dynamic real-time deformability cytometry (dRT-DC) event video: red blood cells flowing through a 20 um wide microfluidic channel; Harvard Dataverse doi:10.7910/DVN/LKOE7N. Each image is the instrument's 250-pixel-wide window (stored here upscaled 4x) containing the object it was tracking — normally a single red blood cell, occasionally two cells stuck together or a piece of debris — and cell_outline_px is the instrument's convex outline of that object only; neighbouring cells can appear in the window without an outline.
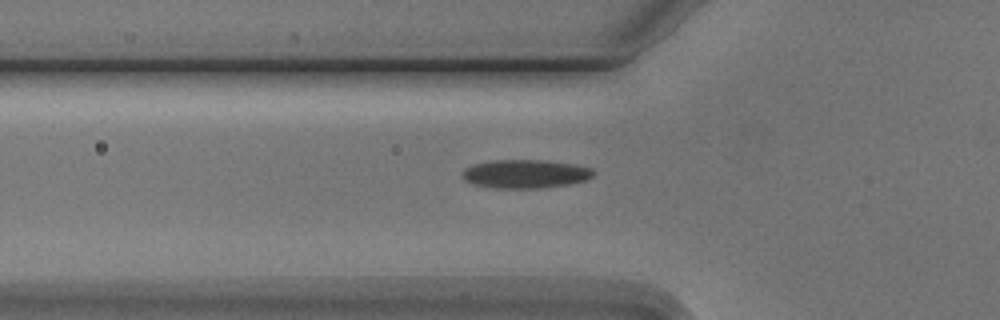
{"species": "Egyptian fruit bat (a non-hibernating species)", "species_latin": "Rousettus aegyptiacus", "temperature_condition": "cold", "stored_images_in_passage": 3, "camera_frame_rate_fps": 3000, "um_per_image_px": 0.085, "animal": {"sex": "male"}, "frame": {"image": 1, "passage_image": 3, "time_ms": 2.333, "image_size_px": [1000, 320], "cell_outline_px": [[596, 172], [592, 176], [584, 180], [568, 184], [540, 188], [496, 188], [476, 184], [464, 180], [460, 176], [464, 168], [472, 164], [492, 160], [548, 160], [576, 164], [592, 168]], "centroid_in_image_um": [44.64, 14.76], "position_along_channel_um": 81.2, "area_um2": 21.96}}